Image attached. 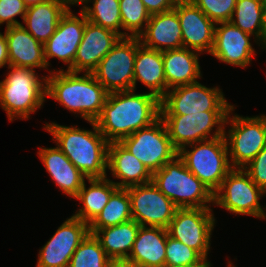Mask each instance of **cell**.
<instances>
[{"mask_svg": "<svg viewBox=\"0 0 266 267\" xmlns=\"http://www.w3.org/2000/svg\"><path fill=\"white\" fill-rule=\"evenodd\" d=\"M216 25L221 26L215 27L214 45L210 54L221 62L247 67L256 52L250 43L251 35L237 28L230 21Z\"/></svg>", "mask_w": 266, "mask_h": 267, "instance_id": "19", "label": "cell"}, {"mask_svg": "<svg viewBox=\"0 0 266 267\" xmlns=\"http://www.w3.org/2000/svg\"><path fill=\"white\" fill-rule=\"evenodd\" d=\"M174 9L180 21L183 47L210 54L214 45L216 24L190 0L178 1Z\"/></svg>", "mask_w": 266, "mask_h": 267, "instance_id": "17", "label": "cell"}, {"mask_svg": "<svg viewBox=\"0 0 266 267\" xmlns=\"http://www.w3.org/2000/svg\"><path fill=\"white\" fill-rule=\"evenodd\" d=\"M122 29L128 31L127 37H138L150 19L142 0H119ZM129 31L131 34H129Z\"/></svg>", "mask_w": 266, "mask_h": 267, "instance_id": "34", "label": "cell"}, {"mask_svg": "<svg viewBox=\"0 0 266 267\" xmlns=\"http://www.w3.org/2000/svg\"><path fill=\"white\" fill-rule=\"evenodd\" d=\"M236 17V18H235ZM235 18V19H234ZM230 22L249 35L255 36L266 49L265 0H236Z\"/></svg>", "mask_w": 266, "mask_h": 267, "instance_id": "30", "label": "cell"}, {"mask_svg": "<svg viewBox=\"0 0 266 267\" xmlns=\"http://www.w3.org/2000/svg\"><path fill=\"white\" fill-rule=\"evenodd\" d=\"M92 0H84L85 4L81 11L85 14L86 19L98 26L110 29L121 37H127V32H120L122 28L121 15L119 9V0H93V6H86Z\"/></svg>", "mask_w": 266, "mask_h": 267, "instance_id": "32", "label": "cell"}, {"mask_svg": "<svg viewBox=\"0 0 266 267\" xmlns=\"http://www.w3.org/2000/svg\"><path fill=\"white\" fill-rule=\"evenodd\" d=\"M152 182L178 208H209L213 204V193L178 155L153 173Z\"/></svg>", "mask_w": 266, "mask_h": 267, "instance_id": "5", "label": "cell"}, {"mask_svg": "<svg viewBox=\"0 0 266 267\" xmlns=\"http://www.w3.org/2000/svg\"><path fill=\"white\" fill-rule=\"evenodd\" d=\"M5 36L10 66L48 68L44 59L43 44L36 40L23 24L7 27Z\"/></svg>", "mask_w": 266, "mask_h": 267, "instance_id": "22", "label": "cell"}, {"mask_svg": "<svg viewBox=\"0 0 266 267\" xmlns=\"http://www.w3.org/2000/svg\"><path fill=\"white\" fill-rule=\"evenodd\" d=\"M168 231L161 227L140 226L127 258L135 267H163Z\"/></svg>", "mask_w": 266, "mask_h": 267, "instance_id": "21", "label": "cell"}, {"mask_svg": "<svg viewBox=\"0 0 266 267\" xmlns=\"http://www.w3.org/2000/svg\"><path fill=\"white\" fill-rule=\"evenodd\" d=\"M139 227L137 222L130 220L99 230H89V233L94 234L99 240L109 259H127L132 251Z\"/></svg>", "mask_w": 266, "mask_h": 267, "instance_id": "28", "label": "cell"}, {"mask_svg": "<svg viewBox=\"0 0 266 267\" xmlns=\"http://www.w3.org/2000/svg\"><path fill=\"white\" fill-rule=\"evenodd\" d=\"M6 64H8V67L10 66L7 41L5 33L2 35L0 32V68L4 67Z\"/></svg>", "mask_w": 266, "mask_h": 267, "instance_id": "40", "label": "cell"}, {"mask_svg": "<svg viewBox=\"0 0 266 267\" xmlns=\"http://www.w3.org/2000/svg\"><path fill=\"white\" fill-rule=\"evenodd\" d=\"M233 110L234 106L230 109L225 123L230 122V130L228 135L225 131L223 136L231 167L243 168L266 146V115L242 117L236 114L231 118L230 113Z\"/></svg>", "mask_w": 266, "mask_h": 267, "instance_id": "7", "label": "cell"}, {"mask_svg": "<svg viewBox=\"0 0 266 267\" xmlns=\"http://www.w3.org/2000/svg\"><path fill=\"white\" fill-rule=\"evenodd\" d=\"M80 18L74 15L70 9L61 17L55 33L43 44L47 67L50 65L48 59L55 57L68 64L67 70L73 66L77 48L88 21L82 11Z\"/></svg>", "mask_w": 266, "mask_h": 267, "instance_id": "16", "label": "cell"}, {"mask_svg": "<svg viewBox=\"0 0 266 267\" xmlns=\"http://www.w3.org/2000/svg\"><path fill=\"white\" fill-rule=\"evenodd\" d=\"M107 169L121 182L112 181L118 188L142 185L152 181V173L120 142H110Z\"/></svg>", "mask_w": 266, "mask_h": 267, "instance_id": "23", "label": "cell"}, {"mask_svg": "<svg viewBox=\"0 0 266 267\" xmlns=\"http://www.w3.org/2000/svg\"><path fill=\"white\" fill-rule=\"evenodd\" d=\"M186 146L193 149L187 150ZM178 151V156L212 193L233 169L230 165L224 136L188 144Z\"/></svg>", "mask_w": 266, "mask_h": 267, "instance_id": "6", "label": "cell"}, {"mask_svg": "<svg viewBox=\"0 0 266 267\" xmlns=\"http://www.w3.org/2000/svg\"><path fill=\"white\" fill-rule=\"evenodd\" d=\"M50 72L46 77V96L58 101L65 109L80 113V117L88 122L100 116L109 92L92 73L78 76V72L64 69Z\"/></svg>", "mask_w": 266, "mask_h": 267, "instance_id": "3", "label": "cell"}, {"mask_svg": "<svg viewBox=\"0 0 266 267\" xmlns=\"http://www.w3.org/2000/svg\"><path fill=\"white\" fill-rule=\"evenodd\" d=\"M27 7L47 2L49 0H23Z\"/></svg>", "mask_w": 266, "mask_h": 267, "instance_id": "42", "label": "cell"}, {"mask_svg": "<svg viewBox=\"0 0 266 267\" xmlns=\"http://www.w3.org/2000/svg\"><path fill=\"white\" fill-rule=\"evenodd\" d=\"M228 267H235V266H232L231 262L228 261Z\"/></svg>", "mask_w": 266, "mask_h": 267, "instance_id": "45", "label": "cell"}, {"mask_svg": "<svg viewBox=\"0 0 266 267\" xmlns=\"http://www.w3.org/2000/svg\"><path fill=\"white\" fill-rule=\"evenodd\" d=\"M266 194L242 168H233L213 193V203L239 215L266 218L259 199Z\"/></svg>", "mask_w": 266, "mask_h": 267, "instance_id": "10", "label": "cell"}, {"mask_svg": "<svg viewBox=\"0 0 266 267\" xmlns=\"http://www.w3.org/2000/svg\"><path fill=\"white\" fill-rule=\"evenodd\" d=\"M120 38L116 32L87 21L73 66L68 71L91 73Z\"/></svg>", "mask_w": 266, "mask_h": 267, "instance_id": "18", "label": "cell"}, {"mask_svg": "<svg viewBox=\"0 0 266 267\" xmlns=\"http://www.w3.org/2000/svg\"><path fill=\"white\" fill-rule=\"evenodd\" d=\"M183 267H211V264H193V265L183 266Z\"/></svg>", "mask_w": 266, "mask_h": 267, "instance_id": "44", "label": "cell"}, {"mask_svg": "<svg viewBox=\"0 0 266 267\" xmlns=\"http://www.w3.org/2000/svg\"><path fill=\"white\" fill-rule=\"evenodd\" d=\"M132 220L131 201L127 188H117L101 213L89 224V230H99Z\"/></svg>", "mask_w": 266, "mask_h": 267, "instance_id": "31", "label": "cell"}, {"mask_svg": "<svg viewBox=\"0 0 266 267\" xmlns=\"http://www.w3.org/2000/svg\"><path fill=\"white\" fill-rule=\"evenodd\" d=\"M242 169L266 193V146Z\"/></svg>", "mask_w": 266, "mask_h": 267, "instance_id": "38", "label": "cell"}, {"mask_svg": "<svg viewBox=\"0 0 266 267\" xmlns=\"http://www.w3.org/2000/svg\"><path fill=\"white\" fill-rule=\"evenodd\" d=\"M70 5L65 0H49L27 8L24 27L36 40L44 44L54 33L61 17Z\"/></svg>", "mask_w": 266, "mask_h": 267, "instance_id": "27", "label": "cell"}, {"mask_svg": "<svg viewBox=\"0 0 266 267\" xmlns=\"http://www.w3.org/2000/svg\"><path fill=\"white\" fill-rule=\"evenodd\" d=\"M138 37H121L91 72L109 92L133 90Z\"/></svg>", "mask_w": 266, "mask_h": 267, "instance_id": "9", "label": "cell"}, {"mask_svg": "<svg viewBox=\"0 0 266 267\" xmlns=\"http://www.w3.org/2000/svg\"><path fill=\"white\" fill-rule=\"evenodd\" d=\"M193 264H210L196 250L189 248L179 240L167 234L166 267H183Z\"/></svg>", "mask_w": 266, "mask_h": 267, "instance_id": "35", "label": "cell"}, {"mask_svg": "<svg viewBox=\"0 0 266 267\" xmlns=\"http://www.w3.org/2000/svg\"><path fill=\"white\" fill-rule=\"evenodd\" d=\"M138 38L143 46L157 51L183 47L182 31L176 10L173 8L152 14L145 30Z\"/></svg>", "mask_w": 266, "mask_h": 267, "instance_id": "20", "label": "cell"}, {"mask_svg": "<svg viewBox=\"0 0 266 267\" xmlns=\"http://www.w3.org/2000/svg\"><path fill=\"white\" fill-rule=\"evenodd\" d=\"M38 155L51 179L63 193L75 198L85 181V176L58 148H40Z\"/></svg>", "mask_w": 266, "mask_h": 267, "instance_id": "25", "label": "cell"}, {"mask_svg": "<svg viewBox=\"0 0 266 267\" xmlns=\"http://www.w3.org/2000/svg\"><path fill=\"white\" fill-rule=\"evenodd\" d=\"M160 110L161 100L150 92H111L95 123L109 143L119 142L157 121L160 118Z\"/></svg>", "mask_w": 266, "mask_h": 267, "instance_id": "1", "label": "cell"}, {"mask_svg": "<svg viewBox=\"0 0 266 267\" xmlns=\"http://www.w3.org/2000/svg\"><path fill=\"white\" fill-rule=\"evenodd\" d=\"M131 201L132 220L140 226L167 229L178 207L151 181L127 187Z\"/></svg>", "mask_w": 266, "mask_h": 267, "instance_id": "14", "label": "cell"}, {"mask_svg": "<svg viewBox=\"0 0 266 267\" xmlns=\"http://www.w3.org/2000/svg\"><path fill=\"white\" fill-rule=\"evenodd\" d=\"M106 267H135L129 260L127 259H110Z\"/></svg>", "mask_w": 266, "mask_h": 267, "instance_id": "41", "label": "cell"}, {"mask_svg": "<svg viewBox=\"0 0 266 267\" xmlns=\"http://www.w3.org/2000/svg\"><path fill=\"white\" fill-rule=\"evenodd\" d=\"M230 105L218 88L198 81L168 90L161 99L160 115H188L203 111H230Z\"/></svg>", "mask_w": 266, "mask_h": 267, "instance_id": "12", "label": "cell"}, {"mask_svg": "<svg viewBox=\"0 0 266 267\" xmlns=\"http://www.w3.org/2000/svg\"><path fill=\"white\" fill-rule=\"evenodd\" d=\"M87 180L90 183V187L87 189L84 181L82 188L75 197L83 203V208L76 211L77 213L73 216L89 225L101 213L111 194L118 187L107 177Z\"/></svg>", "mask_w": 266, "mask_h": 267, "instance_id": "29", "label": "cell"}, {"mask_svg": "<svg viewBox=\"0 0 266 267\" xmlns=\"http://www.w3.org/2000/svg\"><path fill=\"white\" fill-rule=\"evenodd\" d=\"M8 69L12 70L0 82V105L9 121L15 118L28 119L46 100V77L42 78L44 82H40L34 69L14 66Z\"/></svg>", "mask_w": 266, "mask_h": 267, "instance_id": "4", "label": "cell"}, {"mask_svg": "<svg viewBox=\"0 0 266 267\" xmlns=\"http://www.w3.org/2000/svg\"><path fill=\"white\" fill-rule=\"evenodd\" d=\"M27 8L23 0H0V25L4 22L6 28L22 25L15 16L20 15L24 20Z\"/></svg>", "mask_w": 266, "mask_h": 267, "instance_id": "37", "label": "cell"}, {"mask_svg": "<svg viewBox=\"0 0 266 267\" xmlns=\"http://www.w3.org/2000/svg\"><path fill=\"white\" fill-rule=\"evenodd\" d=\"M89 233V225L71 216L40 249L36 267H68L73 253Z\"/></svg>", "mask_w": 266, "mask_h": 267, "instance_id": "15", "label": "cell"}, {"mask_svg": "<svg viewBox=\"0 0 266 267\" xmlns=\"http://www.w3.org/2000/svg\"><path fill=\"white\" fill-rule=\"evenodd\" d=\"M215 24L229 22L236 0H190Z\"/></svg>", "mask_w": 266, "mask_h": 267, "instance_id": "36", "label": "cell"}, {"mask_svg": "<svg viewBox=\"0 0 266 267\" xmlns=\"http://www.w3.org/2000/svg\"><path fill=\"white\" fill-rule=\"evenodd\" d=\"M109 260L99 240L88 233L73 253L68 267H106Z\"/></svg>", "mask_w": 266, "mask_h": 267, "instance_id": "33", "label": "cell"}, {"mask_svg": "<svg viewBox=\"0 0 266 267\" xmlns=\"http://www.w3.org/2000/svg\"><path fill=\"white\" fill-rule=\"evenodd\" d=\"M147 11L152 14L162 13L175 7L179 0H142Z\"/></svg>", "mask_w": 266, "mask_h": 267, "instance_id": "39", "label": "cell"}, {"mask_svg": "<svg viewBox=\"0 0 266 267\" xmlns=\"http://www.w3.org/2000/svg\"><path fill=\"white\" fill-rule=\"evenodd\" d=\"M137 81L142 82L151 90L150 93L160 100L165 96L167 85L164 75L162 51L147 48L142 44L137 47L133 90H136Z\"/></svg>", "mask_w": 266, "mask_h": 267, "instance_id": "26", "label": "cell"}, {"mask_svg": "<svg viewBox=\"0 0 266 267\" xmlns=\"http://www.w3.org/2000/svg\"><path fill=\"white\" fill-rule=\"evenodd\" d=\"M89 123L93 131L62 126L55 122L46 123L43 127L53 135L56 146L86 179L105 178L109 142L98 129L95 121Z\"/></svg>", "mask_w": 266, "mask_h": 267, "instance_id": "2", "label": "cell"}, {"mask_svg": "<svg viewBox=\"0 0 266 267\" xmlns=\"http://www.w3.org/2000/svg\"><path fill=\"white\" fill-rule=\"evenodd\" d=\"M119 142L152 174L178 155L161 118Z\"/></svg>", "mask_w": 266, "mask_h": 267, "instance_id": "8", "label": "cell"}, {"mask_svg": "<svg viewBox=\"0 0 266 267\" xmlns=\"http://www.w3.org/2000/svg\"><path fill=\"white\" fill-rule=\"evenodd\" d=\"M198 54L200 52L185 47L162 51L167 91L195 83L197 78L202 77Z\"/></svg>", "mask_w": 266, "mask_h": 267, "instance_id": "24", "label": "cell"}, {"mask_svg": "<svg viewBox=\"0 0 266 267\" xmlns=\"http://www.w3.org/2000/svg\"><path fill=\"white\" fill-rule=\"evenodd\" d=\"M229 111H203L186 115H160L173 146L182 147L224 135ZM217 130L210 136L213 127ZM209 136V137H208Z\"/></svg>", "mask_w": 266, "mask_h": 267, "instance_id": "11", "label": "cell"}, {"mask_svg": "<svg viewBox=\"0 0 266 267\" xmlns=\"http://www.w3.org/2000/svg\"><path fill=\"white\" fill-rule=\"evenodd\" d=\"M69 5L81 4L84 0H65Z\"/></svg>", "mask_w": 266, "mask_h": 267, "instance_id": "43", "label": "cell"}, {"mask_svg": "<svg viewBox=\"0 0 266 267\" xmlns=\"http://www.w3.org/2000/svg\"><path fill=\"white\" fill-rule=\"evenodd\" d=\"M211 212V208H178L167 227L168 235L207 260L216 220Z\"/></svg>", "mask_w": 266, "mask_h": 267, "instance_id": "13", "label": "cell"}]
</instances>
